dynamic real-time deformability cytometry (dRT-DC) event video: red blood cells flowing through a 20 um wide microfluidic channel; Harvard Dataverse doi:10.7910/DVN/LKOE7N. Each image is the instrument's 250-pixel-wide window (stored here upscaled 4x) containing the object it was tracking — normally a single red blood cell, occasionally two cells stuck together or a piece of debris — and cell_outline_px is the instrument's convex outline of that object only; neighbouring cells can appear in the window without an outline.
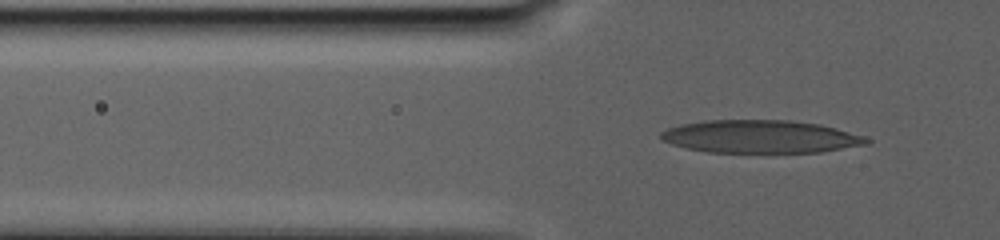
{"species": "human", "species_latin": "Homo sapiens", "temperature_condition": "warm", "stored_images_in_passage": 100, "camera_frame_rate_fps": 3000, "um_per_image_px": 0.085, "donor": {"sex": "male"}, "frame": {"image": 1, "passage_image": 36, "time_ms": 11.667, "image_size_px": [1000, 240], "cell_outline_px": [[872, 140], [868, 144], [820, 152], [708, 152], [684, 148], [672, 144], [664, 140], [660, 136], [660, 132], [668, 128], [680, 124], [708, 120], [792, 120], [820, 124], [836, 128], [864, 136]], "centroid_in_image_um": [64.64, 11.61], "position_along_channel_um": 61.2, "area_um2": 39.42}}
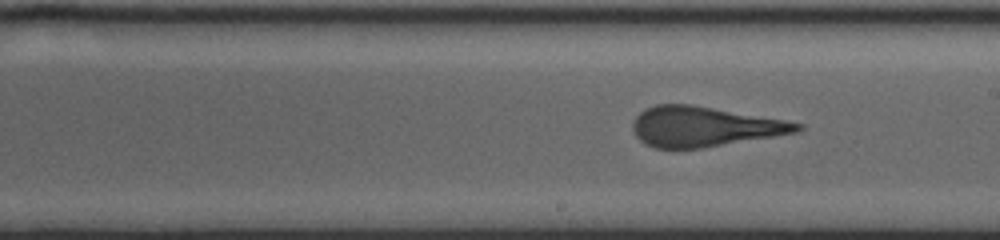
{"frame": {"image": 2, "passage_image": 61, "time_ms": 20.0, "image_size_px": [1000, 240], "cell_outline_px": [[804, 128], [800, 132], [700, 148], [656, 148], [644, 144], [636, 136], [632, 128], [632, 120], [640, 112], [656, 104], [692, 104], [784, 120], [804, 124]], "centroid_in_image_um": [59.84, 10.76], "position_along_channel_um": 229.2, "area_um2": 38.21}}
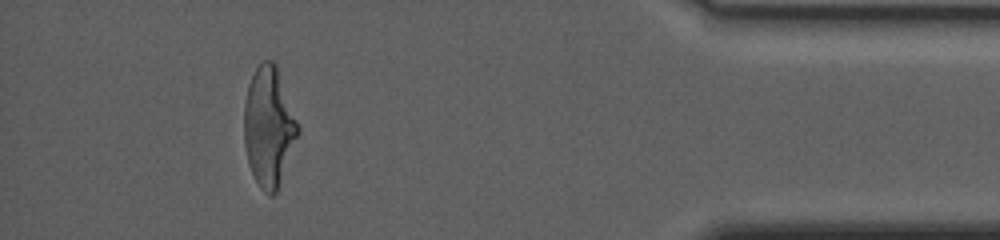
{"frame": {"image": 3, "passage_image": 92, "time_ms": 30.333, "image_size_px": [1000, 240], "cell_outline_px": [[300, 132], [276, 192], [272, 196], [268, 196], [260, 188], [248, 164], [244, 144], [244, 104], [248, 84], [256, 68], [264, 60], [272, 60], [276, 64], [300, 124]], "centroid_in_image_um": [22.86, 10.77], "position_along_channel_um": 412.3, "area_um2": 37.8}, "authors_computed_cell_mechanics": {"area_um2": 38.3792, "velocity_mm_per_s": 2.1742, "shape_relaxation_time_tau1_ms": null, "shape_relaxation_time_tau2_ms": 1.5729, "deformation_change_tau1": null, "deformation_change_tau2": 0.1298}}